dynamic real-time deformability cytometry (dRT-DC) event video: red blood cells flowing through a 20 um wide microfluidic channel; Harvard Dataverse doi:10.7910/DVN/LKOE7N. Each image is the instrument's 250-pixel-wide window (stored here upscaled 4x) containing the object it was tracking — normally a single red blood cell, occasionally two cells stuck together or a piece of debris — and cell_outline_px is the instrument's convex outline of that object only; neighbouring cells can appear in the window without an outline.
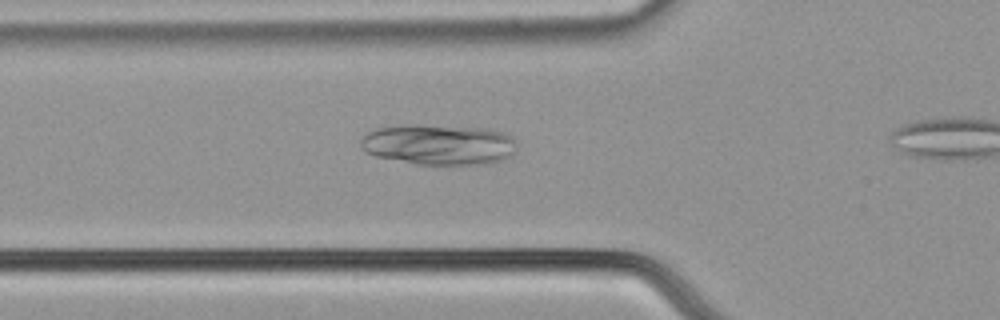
{"species": "common noctule bat (a hibernating species)", "species_latin": "Nyctalus noctula", "temperature_condition": "cold", "stored_images_in_passage": 27, "camera_frame_rate_fps": 3000, "um_per_image_px": 0.085, "animal": {"sex": "male", "body_mass_g": 21.5, "forearm_length_mm": 52.0}, "frame": {"image": 1, "passage_image": 2, "time_ms": 0.333, "image_size_px": [1000, 320], "cell_outline_px": [[516, 152], [512, 156], [492, 164], [416, 164], [376, 156], [364, 152], [360, 148], [360, 140], [368, 132], [376, 128], [400, 124], [416, 124], [484, 128], [504, 132], [512, 136], [516, 140]], "centroid_in_image_um": [37.31, 12.28], "position_along_channel_um": 88.5, "area_um2": 37.57}}
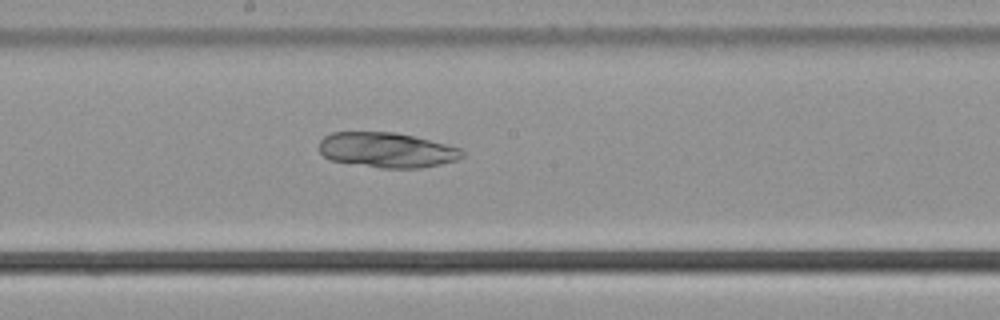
{"frame": {"image": 2, "passage_image": 12, "time_ms": 3.667, "image_size_px": [1000, 320], "cell_outline_px": [[464, 156], [456, 160], [440, 164], [420, 168], [380, 168], [328, 160], [320, 152], [320, 140], [324, 136], [332, 132], [396, 132], [460, 148], [464, 152]], "centroid_in_image_um": [32.85, 12.76], "position_along_channel_um": 215.4, "area_um2": 29.19}}
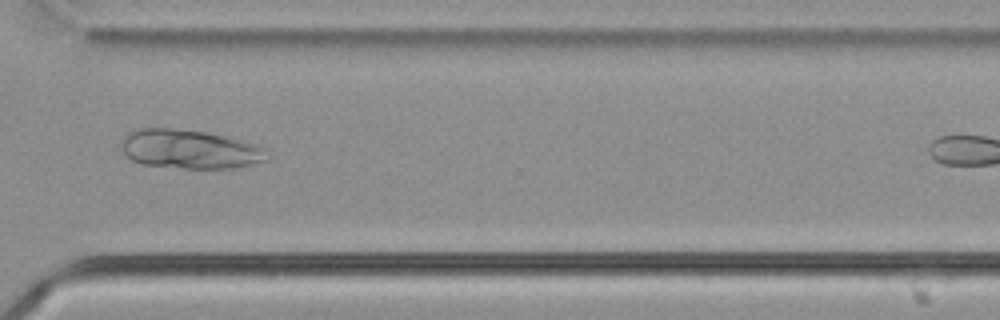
{"frame": {"image": 3, "passage_image": 23, "time_ms": 7.333, "image_size_px": [1000, 320], "cell_outline_px": [[272, 156], [268, 160], [232, 168], [184, 168], [140, 164], [132, 160], [124, 152], [120, 144], [120, 140], [128, 132], [136, 128], [176, 128], [204, 132], [224, 136], [260, 144], [268, 148]], "centroid_in_image_um": [16.17, 12.67], "position_along_channel_um": 354.4, "area_um2": 33.64}}